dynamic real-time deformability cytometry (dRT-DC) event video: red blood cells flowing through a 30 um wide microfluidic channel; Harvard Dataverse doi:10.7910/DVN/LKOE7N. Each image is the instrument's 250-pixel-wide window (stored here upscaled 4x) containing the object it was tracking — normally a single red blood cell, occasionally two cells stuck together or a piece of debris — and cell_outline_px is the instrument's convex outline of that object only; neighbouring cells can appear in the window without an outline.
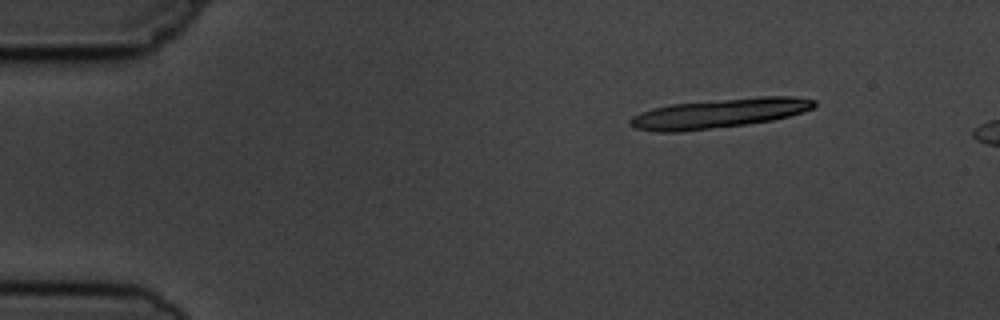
{"species": "common noctule bat (a hibernating species)", "species_latin": "Nyctalus noctula", "temperature_condition": "cold", "stored_images_in_passage": 3, "camera_frame_rate_fps": 3000, "um_per_image_px": 0.085, "animal": {"sex": "male", "body_mass_g": 19.5, "forearm_length_mm": 54.6}, "frame": {"image": 1, "passage_image": 1, "time_ms": 0.0, "image_size_px": [1000, 320], "cell_outline_px": [[816, 104], [812, 108], [804, 112], [772, 120], [744, 124], [680, 132], [656, 132], [636, 128], [628, 124], [628, 120], [632, 116], [640, 112], [652, 108], [672, 104], [760, 96], [792, 96], [816, 100]], "centroid_in_image_um": [61.1, 9.63], "position_along_channel_um": 23.9, "area_um2": 31.44}}